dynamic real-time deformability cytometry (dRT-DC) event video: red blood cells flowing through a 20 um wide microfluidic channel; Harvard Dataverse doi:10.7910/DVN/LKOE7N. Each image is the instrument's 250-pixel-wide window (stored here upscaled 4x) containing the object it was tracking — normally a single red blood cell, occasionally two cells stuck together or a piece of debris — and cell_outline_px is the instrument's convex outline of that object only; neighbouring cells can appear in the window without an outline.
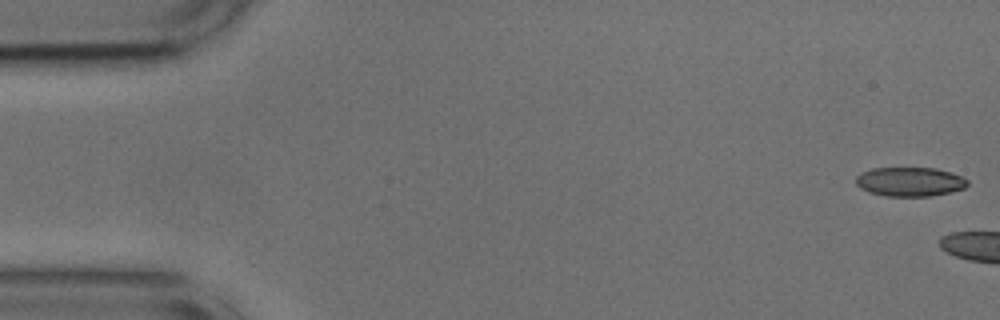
{"species": "common noctule bat (a hibernating species)", "species_latin": "Nyctalus noctula", "temperature_condition": "cold", "stored_images_in_passage": 5, "camera_frame_rate_fps": 3000, "um_per_image_px": 0.085, "animal": {"sex": "male", "body_mass_g": 17.9, "forearm_length_mm": 54.2}, "frame": {"image": 1, "passage_image": 1, "time_ms": 0.0, "image_size_px": [1000, 320], "cell_outline_px": [[968, 184], [964, 188], [932, 196], [884, 196], [868, 192], [860, 188], [856, 184], [856, 176], [860, 172], [872, 168], [936, 168], [952, 172], [968, 180]], "centroid_in_image_um": [77.3, 15.44], "position_along_channel_um": 7.7, "area_um2": 19.07}}